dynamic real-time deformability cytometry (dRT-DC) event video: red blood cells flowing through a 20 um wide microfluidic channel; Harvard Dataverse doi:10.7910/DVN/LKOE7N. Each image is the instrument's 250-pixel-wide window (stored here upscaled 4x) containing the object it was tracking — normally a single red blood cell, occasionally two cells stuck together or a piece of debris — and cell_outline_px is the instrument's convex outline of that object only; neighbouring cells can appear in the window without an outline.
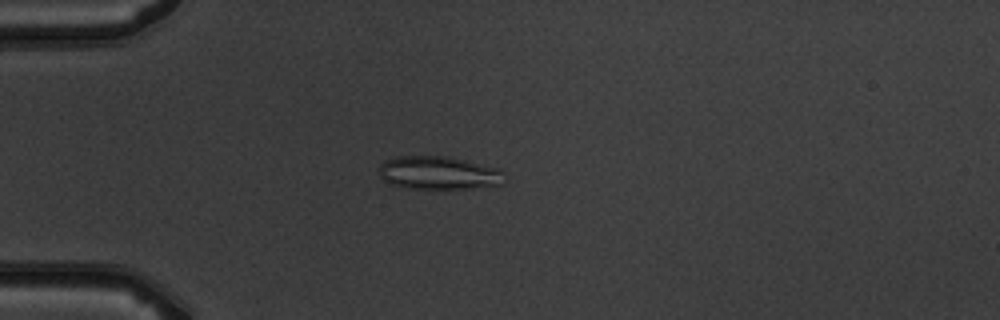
{"species": "common noctule bat (a hibernating species)", "species_latin": "Nyctalus noctula", "temperature_condition": "warm", "stored_images_in_passage": 4, "camera_frame_rate_fps": 3000, "um_per_image_px": 0.085, "animal": {"sex": "male", "body_mass_g": 19.5, "forearm_length_mm": 54.6}, "frame": {"image": 1, "passage_image": 3, "time_ms": 2.333, "image_size_px": [1000, 320], "cell_outline_px": [[504, 184], [468, 188], [412, 188], [392, 184], [384, 180], [380, 176], [380, 164], [384, 160], [396, 156], [448, 156], [500, 168], [504, 172]], "centroid_in_image_um": [37.31, 14.68], "position_along_channel_um": 47.7, "area_um2": 24.22}}